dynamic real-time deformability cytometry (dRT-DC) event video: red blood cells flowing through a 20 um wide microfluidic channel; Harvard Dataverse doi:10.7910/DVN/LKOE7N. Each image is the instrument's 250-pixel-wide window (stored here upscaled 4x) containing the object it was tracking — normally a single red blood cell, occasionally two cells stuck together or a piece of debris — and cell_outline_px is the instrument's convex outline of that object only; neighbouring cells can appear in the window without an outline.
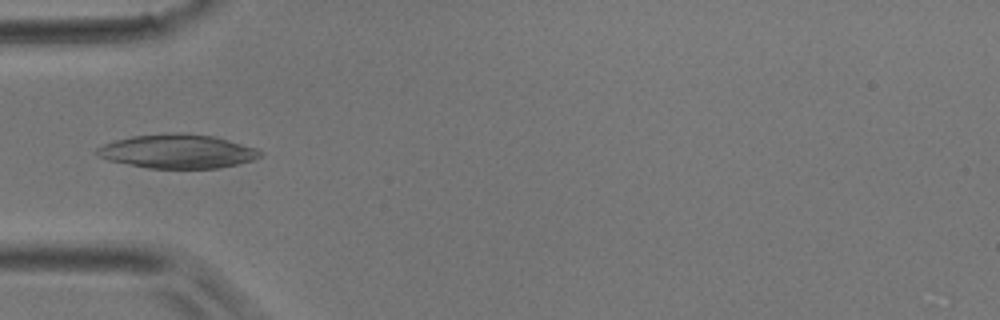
{"species": "common noctule bat (a hibernating species)", "species_latin": "Nyctalus noctula", "temperature_condition": "room temperature", "stored_images_in_passage": 14, "camera_frame_rate_fps": 3000, "um_per_image_px": 0.085, "animal": {"sex": "male", "body_mass_g": 17.9}, "frame": {"image": 1, "passage_image": 1, "time_ms": 0.0, "image_size_px": [1000, 320], "cell_outline_px": [[264, 152], [260, 156], [252, 160], [236, 164], [216, 168], [148, 168], [108, 160], [92, 152], [96, 148], [104, 144], [116, 140], [132, 136], [212, 136], [256, 148]], "centroid_in_image_um": [15.06, 12.91], "position_along_channel_um": 69.9, "area_um2": 30.81}}
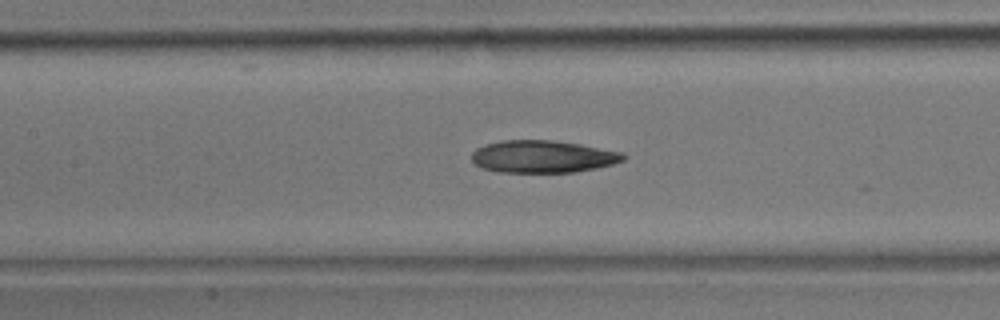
{"frame": {"image": 2, "passage_image": 7, "time_ms": 2.0, "image_size_px": [1000, 320], "cell_outline_px": [[628, 156], [624, 160], [612, 164], [596, 168], [576, 172], [496, 172], [484, 168], [476, 164], [472, 160], [472, 152], [476, 148], [484, 144], [504, 140], [552, 140], [624, 152]], "centroid_in_image_um": [46.14, 13.31], "position_along_channel_um": 161.3, "area_um2": 28.55}}
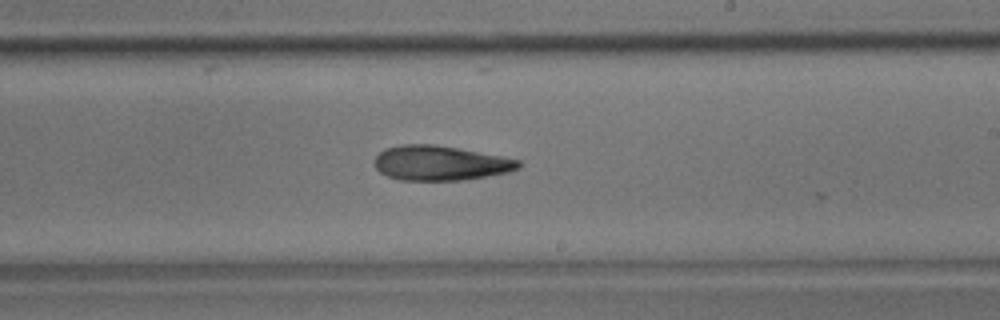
{"frame": {"image": 3, "passage_image": 13, "time_ms": 4.0, "image_size_px": [1000, 320], "cell_outline_px": [[520, 168], [508, 172], [464, 180], [400, 180], [388, 176], [380, 172], [376, 168], [376, 156], [384, 148], [404, 144], [436, 144], [500, 156], [520, 160]], "centroid_in_image_um": [37.42, 13.86], "position_along_channel_um": 251.6, "area_um2": 28.96}}